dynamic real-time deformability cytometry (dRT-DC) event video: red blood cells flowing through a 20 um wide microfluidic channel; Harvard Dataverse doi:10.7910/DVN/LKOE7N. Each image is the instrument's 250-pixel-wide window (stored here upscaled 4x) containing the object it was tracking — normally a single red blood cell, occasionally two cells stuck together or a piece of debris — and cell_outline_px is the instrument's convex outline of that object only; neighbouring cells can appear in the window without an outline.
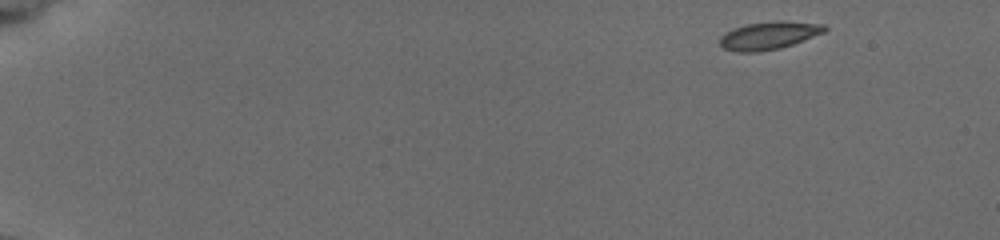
{"species": "common noctule bat (a hibernating species)", "species_latin": "Nyctalus noctula", "temperature_condition": "cold", "stored_images_in_passage": 51, "camera_frame_rate_fps": 3000, "um_per_image_px": 0.085, "animal": {"sex": "female", "body_mass_g": 19.5, "forearm_length_mm": 54.1}, "frame": {"image": 1, "passage_image": 1, "time_ms": 0.0, "image_size_px": [1000, 240], "cell_outline_px": [[828, 28], [824, 32], [792, 44], [780, 48], [756, 52], [736, 52], [724, 48], [720, 44], [720, 36], [724, 32], [732, 28], [744, 24], [772, 20], [784, 20], [824, 24]], "centroid_in_image_um": [65.32, 2.99], "position_along_channel_um": 19.7, "area_um2": 17.22}}
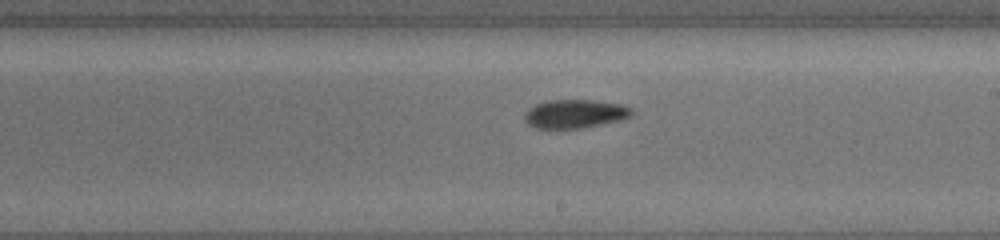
{"frame": {"image": 2, "passage_image": 30, "time_ms": 9.667, "image_size_px": [1000, 240], "cell_outline_px": [[636, 112], [632, 116], [620, 120], [580, 128], [536, 128], [528, 124], [524, 120], [524, 112], [528, 108], [544, 100], [592, 100], [620, 104], [632, 108]], "centroid_in_image_um": [48.86, 9.66], "position_along_channel_um": 240.1, "area_um2": 17.98}}
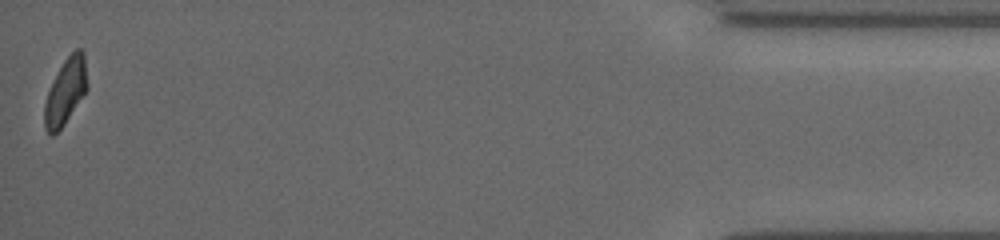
{"frame": {"image": 3, "passage_image": 51, "time_ms": 16.667, "image_size_px": [1000, 240], "cell_outline_px": [[88, 88], [64, 124], [52, 136], [44, 128], [44, 104], [48, 92], [64, 60], [76, 48], [80, 48], [84, 52], [88, 84]], "centroid_in_image_um": [5.59, 7.76], "position_along_channel_um": 429.6, "area_um2": 16.18}, "authors_computed_cell_mechanics": {"area_um2": 17.2822, "velocity_mm_per_s": 3.771, "shape_relaxation_time_tau1_ms": 10.0545, "shape_relaxation_time_tau2_ms": 4.4532, "deformation_change_tau1": 0.1669, "deformation_change_tau2": 0.074}}